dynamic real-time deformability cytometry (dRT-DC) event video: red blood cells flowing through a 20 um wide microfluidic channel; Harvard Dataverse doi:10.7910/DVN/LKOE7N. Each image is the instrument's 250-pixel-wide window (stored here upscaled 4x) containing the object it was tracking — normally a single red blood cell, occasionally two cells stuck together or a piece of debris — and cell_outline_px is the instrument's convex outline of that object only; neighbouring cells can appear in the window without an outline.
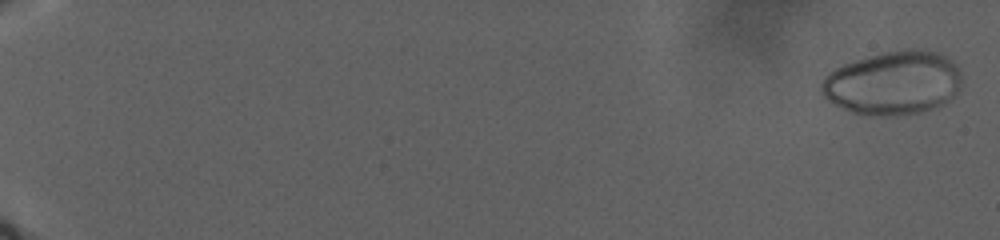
{"species": "human", "species_latin": "Homo sapiens", "temperature_condition": "warm", "stored_images_in_passage": 103, "camera_frame_rate_fps": 3000, "um_per_image_px": 0.085, "donor": {"sex": "male"}, "frame": {"image": 1, "passage_image": 3, "time_ms": 0.667, "image_size_px": [1000, 240], "cell_outline_px": [[960, 88], [944, 104], [920, 112], [900, 116], [864, 116], [840, 108], [832, 104], [820, 92], [820, 84], [824, 76], [828, 72], [844, 64], [868, 56], [884, 52], [904, 48], [924, 48], [940, 52], [952, 60], [956, 64], [960, 72]], "centroid_in_image_um": [75.9, 7.05], "position_along_channel_um": 9.1, "area_um2": 53.0}}
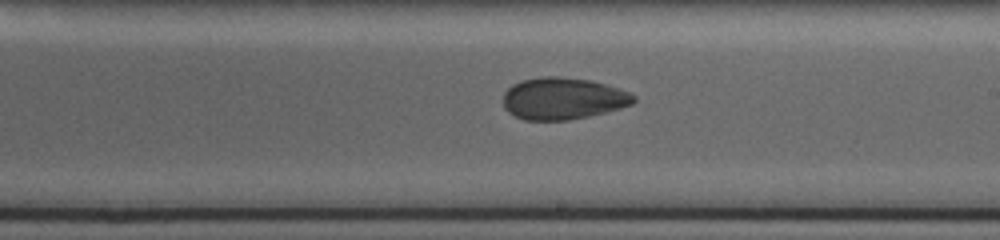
{"frame": {"image": 2, "passage_image": 67, "time_ms": 26.0, "image_size_px": [1000, 240], "cell_outline_px": [[636, 100], [632, 104], [620, 108], [588, 116], [568, 120], [524, 120], [508, 112], [504, 108], [504, 92], [512, 84], [520, 80], [544, 76], [560, 76], [592, 80], [620, 88], [632, 92], [636, 96]], "centroid_in_image_um": [47.87, 8.36], "position_along_channel_um": 241.1, "area_um2": 32.14}}
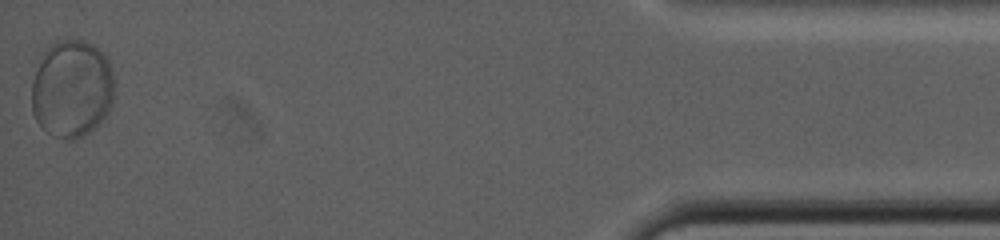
{"frame": {"image": 3, "passage_image": 103, "time_ms": 39.667, "image_size_px": [1000, 240], "cell_outline_px": [[112, 104], [108, 112], [88, 132], [76, 140], [68, 140], [56, 136], [48, 132], [36, 120], [32, 112], [32, 80], [44, 52], [52, 44], [60, 40], [84, 40], [92, 44], [108, 60], [112, 72]], "centroid_in_image_um": [6.09, 7.55], "position_along_channel_um": 429.1, "area_um2": 46.41}}